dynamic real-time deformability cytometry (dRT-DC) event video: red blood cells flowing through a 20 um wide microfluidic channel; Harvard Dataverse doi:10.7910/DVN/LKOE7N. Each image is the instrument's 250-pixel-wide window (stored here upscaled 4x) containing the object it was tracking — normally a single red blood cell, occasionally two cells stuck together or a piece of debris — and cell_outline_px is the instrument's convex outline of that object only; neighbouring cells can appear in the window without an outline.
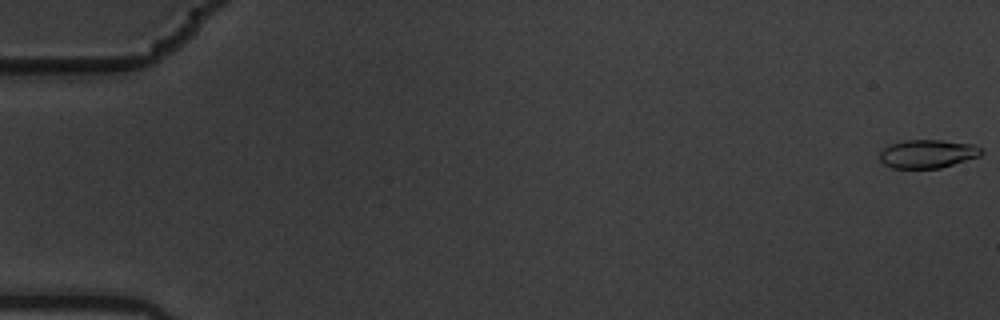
{"species": "common noctule bat (a hibernating species)", "species_latin": "Nyctalus noctula", "temperature_condition": "warm", "stored_images_in_passage": 4, "camera_frame_rate_fps": 3000, "um_per_image_px": 0.085, "animal": {"sex": "male", "body_mass_g": 19.5, "forearm_length_mm": 54.6}, "frame": {"image": 1, "passage_image": 1, "time_ms": 0.0, "image_size_px": [1000, 320], "cell_outline_px": [[984, 152], [980, 156], [940, 168], [892, 168], [884, 164], [880, 160], [880, 152], [888, 144], [904, 140], [940, 140], [972, 144], [980, 148]], "centroid_in_image_um": [78.82, 13.07], "position_along_channel_um": 6.2, "area_um2": 16.82}}